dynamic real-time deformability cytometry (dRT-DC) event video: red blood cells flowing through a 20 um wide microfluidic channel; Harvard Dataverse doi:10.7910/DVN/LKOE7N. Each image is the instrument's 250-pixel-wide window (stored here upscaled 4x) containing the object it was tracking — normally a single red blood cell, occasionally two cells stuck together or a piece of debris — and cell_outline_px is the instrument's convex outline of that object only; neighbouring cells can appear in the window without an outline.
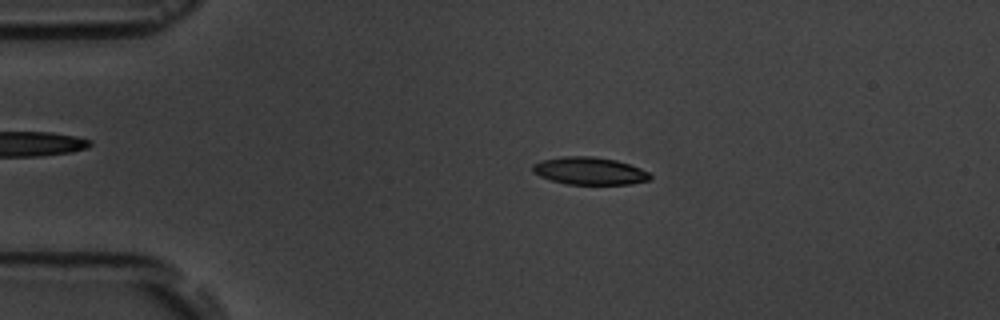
{"species": "common noctule bat (a hibernating species)", "species_latin": "Nyctalus noctula", "temperature_condition": "room temperature", "stored_images_in_passage": 4, "camera_frame_rate_fps": 3000, "um_per_image_px": 0.085, "animal": {"sex": "male", "body_mass_g": 19.5, "forearm_length_mm": 54.6}, "frame": {"image": 1, "passage_image": 2, "time_ms": 1.333, "image_size_px": [1000, 320], "cell_outline_px": [[652, 176], [648, 180], [628, 184], [568, 184], [552, 180], [540, 176], [532, 172], [532, 164], [540, 160], [560, 156], [592, 156], [616, 160], [640, 168], [648, 172]], "centroid_in_image_um": [50.06, 14.51], "position_along_channel_um": 34.9, "area_um2": 18.79}}
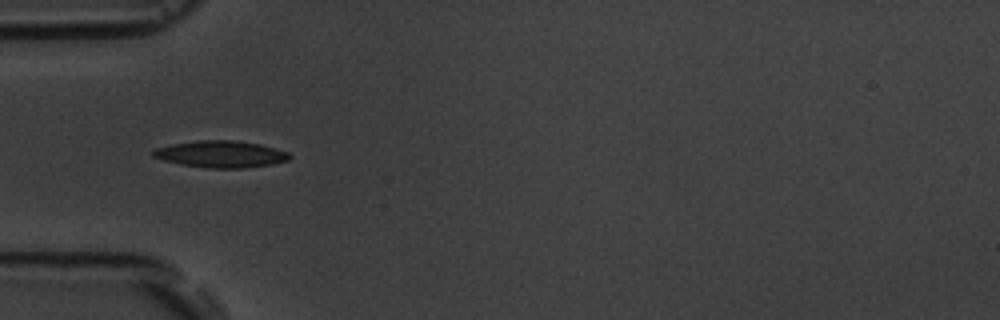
{"frame": {"image": 2, "passage_image": 3, "time_ms": 3.333, "image_size_px": [1000, 320], "cell_outline_px": [[292, 156], [288, 160], [272, 164], [244, 168], [208, 168], [180, 164], [164, 160], [152, 156], [148, 152], [156, 148], [172, 144], [196, 140], [232, 140], [260, 144], [276, 148], [288, 152]], "centroid_in_image_um": [18.75, 13.1], "position_along_channel_um": 66.2, "area_um2": 21.39}}
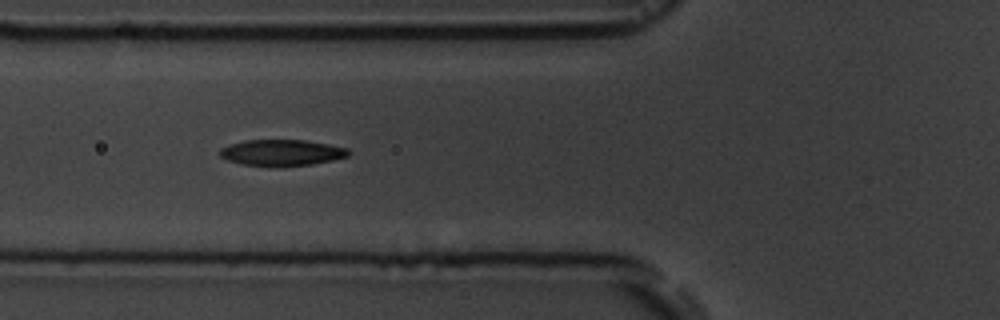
{"frame": {"image": 3, "passage_image": 4, "time_ms": 4.333, "image_size_px": [1000, 320], "cell_outline_px": [[352, 152], [348, 156], [332, 160], [312, 164], [276, 168], [244, 164], [228, 160], [220, 156], [220, 148], [244, 140], [304, 140], [328, 144], [348, 148]], "centroid_in_image_um": [23.97, 12.99], "position_along_channel_um": 101.8, "area_um2": 19.83}}